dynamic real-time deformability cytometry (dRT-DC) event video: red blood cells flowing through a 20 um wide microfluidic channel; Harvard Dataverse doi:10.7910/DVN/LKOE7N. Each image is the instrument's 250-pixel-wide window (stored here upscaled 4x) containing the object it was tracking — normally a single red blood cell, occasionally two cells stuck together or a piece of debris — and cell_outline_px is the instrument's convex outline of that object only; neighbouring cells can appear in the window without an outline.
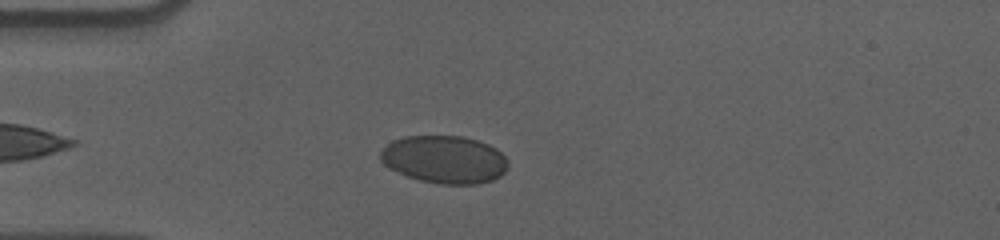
{"species": "human", "species_latin": "Homo sapiens", "temperature_condition": "cold", "stored_images_in_passage": 49, "camera_frame_rate_fps": 3000, "um_per_image_px": 0.085, "donor": {"sex": "male"}, "frame": {"image": 1, "passage_image": 7, "time_ms": 2.0, "image_size_px": [1000, 240], "cell_outline_px": [[508, 168], [500, 176], [492, 180], [476, 184], [440, 184], [420, 180], [404, 176], [388, 168], [380, 160], [380, 148], [392, 140], [404, 136], [464, 136], [488, 144], [496, 148], [508, 160]], "centroid_in_image_um": [37.74, 13.55], "position_along_channel_um": 47.3, "area_um2": 35.89}}
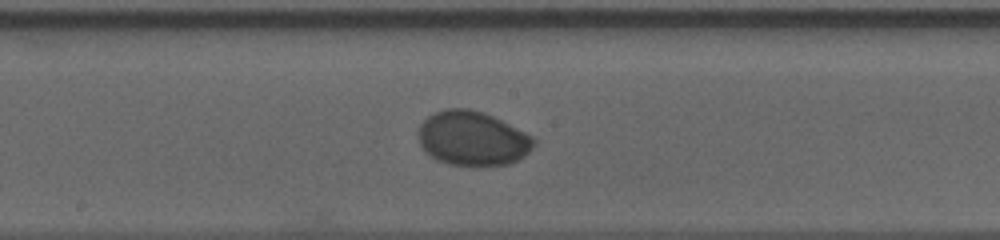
{"frame": {"image": 2, "passage_image": 22, "time_ms": 7.0, "image_size_px": [1000, 240], "cell_outline_px": [[536, 144], [520, 160], [508, 164], [448, 164], [436, 160], [424, 152], [420, 144], [416, 132], [420, 124], [428, 116], [444, 108], [468, 108], [484, 112], [532, 136], [536, 140]], "centroid_in_image_um": [40.12, 11.75], "position_along_channel_um": 208.1, "area_um2": 36.53}}
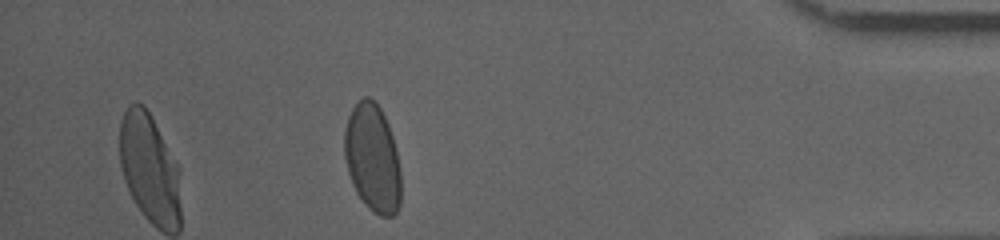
{"frame": {"image": 3, "passage_image": 42, "time_ms": 13.667, "image_size_px": [1000, 240], "cell_outline_px": [[400, 204], [396, 212], [392, 216], [380, 216], [372, 212], [356, 192], [352, 184], [348, 172], [344, 156], [344, 132], [348, 116], [352, 108], [364, 96], [368, 96], [376, 100], [388, 124], [392, 136], [396, 152], [400, 172]], "centroid_in_image_um": [31.65, 13.43], "position_along_channel_um": 403.6, "area_um2": 35.55}, "authors_computed_cell_mechanics": {"area_um2": 35.4314, "velocity_mm_per_s": 3.5598, "shape_relaxation_time_tau1_ms": 3.9883, "shape_relaxation_time_tau2_ms": null, "deformation_change_tau1": 0.0878, "deformation_change_tau2": null}}